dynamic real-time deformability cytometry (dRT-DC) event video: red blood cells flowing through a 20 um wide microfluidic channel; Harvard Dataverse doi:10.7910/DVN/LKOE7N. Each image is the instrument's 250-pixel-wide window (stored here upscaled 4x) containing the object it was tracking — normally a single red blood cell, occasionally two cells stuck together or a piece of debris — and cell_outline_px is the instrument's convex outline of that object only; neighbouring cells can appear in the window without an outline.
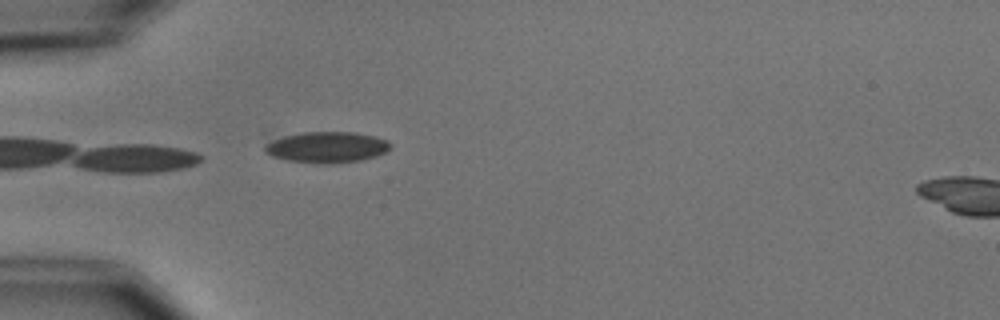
{"species": "common noctule bat (a hibernating species)", "species_latin": "Nyctalus noctula", "temperature_condition": "cold", "stored_images_in_passage": 1, "camera_frame_rate_fps": 3000, "um_per_image_px": 0.085, "animal": {"sex": "male", "body_mass_g": 15.6}, "frame": {"image": 1, "passage_image": 1, "time_ms": 0.0, "image_size_px": [1000, 320], "cell_outline_px": [[392, 148], [388, 152], [376, 156], [360, 160], [328, 164], [320, 164], [288, 160], [272, 156], [264, 152], [264, 144], [272, 140], [284, 136], [304, 132], [356, 132], [376, 136], [388, 140], [392, 144]], "centroid_in_image_um": [27.83, 12.51], "position_along_channel_um": 57.2, "area_um2": 22.95}}